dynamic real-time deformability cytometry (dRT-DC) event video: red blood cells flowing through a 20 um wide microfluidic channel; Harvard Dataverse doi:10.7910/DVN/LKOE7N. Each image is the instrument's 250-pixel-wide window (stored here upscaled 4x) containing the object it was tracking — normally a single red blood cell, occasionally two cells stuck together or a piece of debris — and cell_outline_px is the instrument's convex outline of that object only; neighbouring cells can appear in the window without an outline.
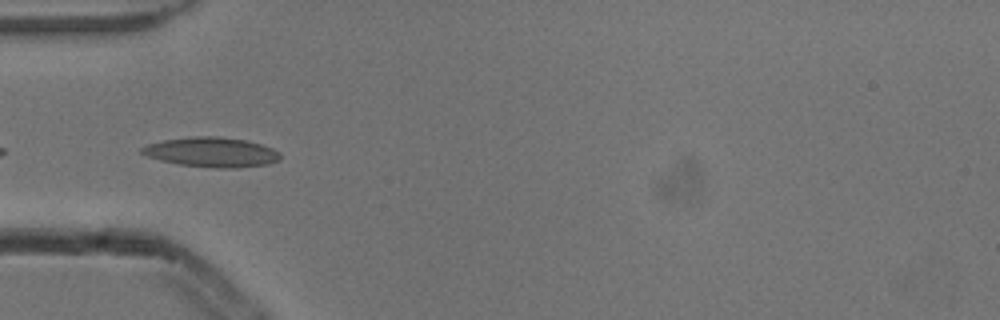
{"species": "common noctule bat (a hibernating species)", "species_latin": "Nyctalus noctula", "temperature_condition": "cold", "stored_images_in_passage": 7, "camera_frame_rate_fps": 3000, "um_per_image_px": 0.085, "animal": {"sex": "male", "body_mass_g": 13.3}, "frame": {"image": 1, "passage_image": 5, "time_ms": 1.333, "image_size_px": [1000, 320], "cell_outline_px": [[280, 160], [268, 164], [236, 168], [216, 168], [180, 164], [160, 160], [148, 156], [140, 152], [140, 148], [148, 144], [164, 140], [192, 136], [216, 136], [244, 140], [260, 144], [272, 148], [280, 152]], "centroid_in_image_um": [18.0, 12.93], "position_along_channel_um": 67.0, "area_um2": 23.87}}
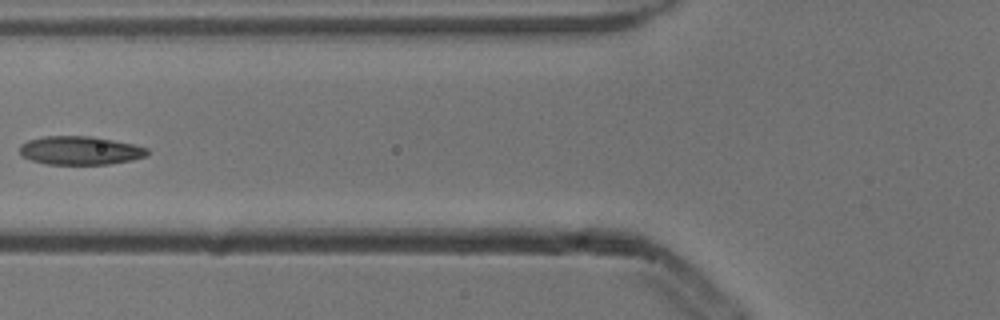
{"frame": {"image": 2, "passage_image": 6, "time_ms": 1.667, "image_size_px": [1000, 320], "cell_outline_px": [[148, 156], [132, 160], [108, 164], [48, 164], [32, 160], [20, 156], [20, 144], [28, 140], [44, 136], [88, 136], [112, 140], [132, 144], [148, 148]], "centroid_in_image_um": [6.8, 12.79], "position_along_channel_um": 119.0, "area_um2": 21.15}}
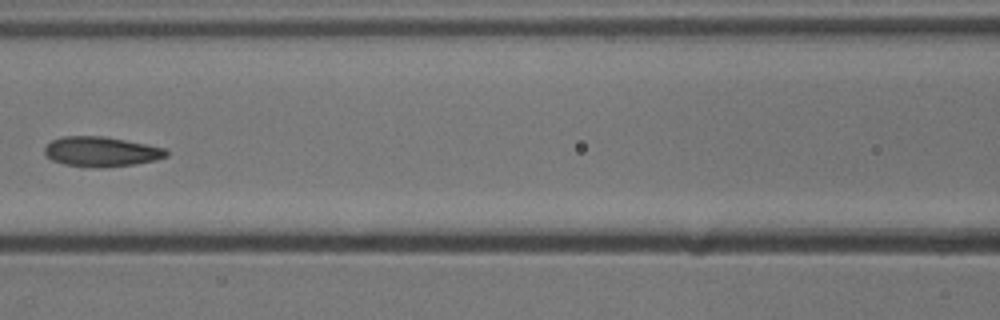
{"frame": {"image": 3, "passage_image": 7, "time_ms": 2.0, "image_size_px": [1000, 320], "cell_outline_px": [[168, 156], [156, 160], [136, 164], [104, 168], [64, 164], [52, 160], [44, 156], [44, 148], [52, 140], [64, 136], [100, 136], [124, 140], [164, 148], [168, 152]], "centroid_in_image_um": [8.59, 12.9], "position_along_channel_um": 158.0, "area_um2": 21.1}}